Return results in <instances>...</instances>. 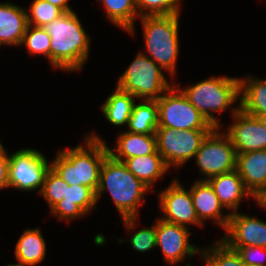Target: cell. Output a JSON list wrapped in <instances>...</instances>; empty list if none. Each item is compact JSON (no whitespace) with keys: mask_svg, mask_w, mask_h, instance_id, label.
Masks as SVG:
<instances>
[{"mask_svg":"<svg viewBox=\"0 0 266 266\" xmlns=\"http://www.w3.org/2000/svg\"><path fill=\"white\" fill-rule=\"evenodd\" d=\"M107 191L122 217L126 230L135 229L138 208L150 189L135 177L123 162L115 160L110 154L105 158L100 170L99 185L95 192L97 203Z\"/></svg>","mask_w":266,"mask_h":266,"instance_id":"1","label":"cell"},{"mask_svg":"<svg viewBox=\"0 0 266 266\" xmlns=\"http://www.w3.org/2000/svg\"><path fill=\"white\" fill-rule=\"evenodd\" d=\"M50 35V64L65 73L79 71L89 58L91 39L76 12H64L46 24Z\"/></svg>","mask_w":266,"mask_h":266,"instance_id":"2","label":"cell"},{"mask_svg":"<svg viewBox=\"0 0 266 266\" xmlns=\"http://www.w3.org/2000/svg\"><path fill=\"white\" fill-rule=\"evenodd\" d=\"M84 140L83 145L59 150L51 168L68 185H85L96 192L102 164L109 155L108 145L94 132Z\"/></svg>","mask_w":266,"mask_h":266,"instance_id":"3","label":"cell"},{"mask_svg":"<svg viewBox=\"0 0 266 266\" xmlns=\"http://www.w3.org/2000/svg\"><path fill=\"white\" fill-rule=\"evenodd\" d=\"M180 14L139 17L143 27L145 51L158 66L174 78L180 52Z\"/></svg>","mask_w":266,"mask_h":266,"instance_id":"4","label":"cell"},{"mask_svg":"<svg viewBox=\"0 0 266 266\" xmlns=\"http://www.w3.org/2000/svg\"><path fill=\"white\" fill-rule=\"evenodd\" d=\"M178 88L214 127H221V124L213 113L225 112L229 107L232 108L235 102H240L239 77L212 75L191 86Z\"/></svg>","mask_w":266,"mask_h":266,"instance_id":"5","label":"cell"},{"mask_svg":"<svg viewBox=\"0 0 266 266\" xmlns=\"http://www.w3.org/2000/svg\"><path fill=\"white\" fill-rule=\"evenodd\" d=\"M173 84V80L169 82L165 78L163 69L141 51L123 71L116 87L137 100H157Z\"/></svg>","mask_w":266,"mask_h":266,"instance_id":"6","label":"cell"},{"mask_svg":"<svg viewBox=\"0 0 266 266\" xmlns=\"http://www.w3.org/2000/svg\"><path fill=\"white\" fill-rule=\"evenodd\" d=\"M174 83L159 99L158 128L184 130H212V126L204 116L188 101L182 91Z\"/></svg>","mask_w":266,"mask_h":266,"instance_id":"7","label":"cell"},{"mask_svg":"<svg viewBox=\"0 0 266 266\" xmlns=\"http://www.w3.org/2000/svg\"><path fill=\"white\" fill-rule=\"evenodd\" d=\"M194 158L200 175L204 176V179H198L201 181L236 169L235 147L230 136L225 131L222 132L220 127H214L207 134Z\"/></svg>","mask_w":266,"mask_h":266,"instance_id":"8","label":"cell"},{"mask_svg":"<svg viewBox=\"0 0 266 266\" xmlns=\"http://www.w3.org/2000/svg\"><path fill=\"white\" fill-rule=\"evenodd\" d=\"M39 150L23 148L9 155V188L21 191L42 190L51 163Z\"/></svg>","mask_w":266,"mask_h":266,"instance_id":"9","label":"cell"},{"mask_svg":"<svg viewBox=\"0 0 266 266\" xmlns=\"http://www.w3.org/2000/svg\"><path fill=\"white\" fill-rule=\"evenodd\" d=\"M211 130H184L157 128V152L166 166L179 169L195 157L204 138Z\"/></svg>","mask_w":266,"mask_h":266,"instance_id":"10","label":"cell"},{"mask_svg":"<svg viewBox=\"0 0 266 266\" xmlns=\"http://www.w3.org/2000/svg\"><path fill=\"white\" fill-rule=\"evenodd\" d=\"M157 194L159 210L163 213V216L159 218L185 227H189L188 225L204 226L196 214L190 189L186 190L177 178Z\"/></svg>","mask_w":266,"mask_h":266,"instance_id":"11","label":"cell"},{"mask_svg":"<svg viewBox=\"0 0 266 266\" xmlns=\"http://www.w3.org/2000/svg\"><path fill=\"white\" fill-rule=\"evenodd\" d=\"M190 234L189 227L156 220V247L161 249L167 264L177 266L186 257L201 254V248L189 242Z\"/></svg>","mask_w":266,"mask_h":266,"instance_id":"12","label":"cell"},{"mask_svg":"<svg viewBox=\"0 0 266 266\" xmlns=\"http://www.w3.org/2000/svg\"><path fill=\"white\" fill-rule=\"evenodd\" d=\"M233 123L225 131L231 138L236 153L266 149V128L254 116L244 113L238 106L232 108Z\"/></svg>","mask_w":266,"mask_h":266,"instance_id":"13","label":"cell"},{"mask_svg":"<svg viewBox=\"0 0 266 266\" xmlns=\"http://www.w3.org/2000/svg\"><path fill=\"white\" fill-rule=\"evenodd\" d=\"M220 240L228 247L266 248V222L238 211L230 213L225 234Z\"/></svg>","mask_w":266,"mask_h":266,"instance_id":"14","label":"cell"},{"mask_svg":"<svg viewBox=\"0 0 266 266\" xmlns=\"http://www.w3.org/2000/svg\"><path fill=\"white\" fill-rule=\"evenodd\" d=\"M95 192L85 185L66 186L65 199L59 201L49 211L59 220L72 221L85 217L96 209Z\"/></svg>","mask_w":266,"mask_h":266,"instance_id":"15","label":"cell"},{"mask_svg":"<svg viewBox=\"0 0 266 266\" xmlns=\"http://www.w3.org/2000/svg\"><path fill=\"white\" fill-rule=\"evenodd\" d=\"M193 205L199 221L204 225L206 220H214L217 226L227 228L230 213H222L223 205L207 181L196 180L190 188Z\"/></svg>","mask_w":266,"mask_h":266,"instance_id":"16","label":"cell"},{"mask_svg":"<svg viewBox=\"0 0 266 266\" xmlns=\"http://www.w3.org/2000/svg\"><path fill=\"white\" fill-rule=\"evenodd\" d=\"M28 26L26 9L11 2L0 3V42L20 47Z\"/></svg>","mask_w":266,"mask_h":266,"instance_id":"17","label":"cell"},{"mask_svg":"<svg viewBox=\"0 0 266 266\" xmlns=\"http://www.w3.org/2000/svg\"><path fill=\"white\" fill-rule=\"evenodd\" d=\"M207 182L213 188L223 207L231 210L230 213L238 211L242 199L253 197L246 189L236 169L228 173L214 176L207 180Z\"/></svg>","mask_w":266,"mask_h":266,"instance_id":"18","label":"cell"},{"mask_svg":"<svg viewBox=\"0 0 266 266\" xmlns=\"http://www.w3.org/2000/svg\"><path fill=\"white\" fill-rule=\"evenodd\" d=\"M236 170L253 196L266 180V149L237 154Z\"/></svg>","mask_w":266,"mask_h":266,"instance_id":"19","label":"cell"},{"mask_svg":"<svg viewBox=\"0 0 266 266\" xmlns=\"http://www.w3.org/2000/svg\"><path fill=\"white\" fill-rule=\"evenodd\" d=\"M115 148L108 146L109 154L118 161L137 156L154 154L157 151L156 134H137L123 131L117 137Z\"/></svg>","mask_w":266,"mask_h":266,"instance_id":"20","label":"cell"},{"mask_svg":"<svg viewBox=\"0 0 266 266\" xmlns=\"http://www.w3.org/2000/svg\"><path fill=\"white\" fill-rule=\"evenodd\" d=\"M123 163L127 169L139 180H141L150 190L154 183L169 171L162 156L156 151L154 154L137 156L125 159Z\"/></svg>","mask_w":266,"mask_h":266,"instance_id":"21","label":"cell"},{"mask_svg":"<svg viewBox=\"0 0 266 266\" xmlns=\"http://www.w3.org/2000/svg\"><path fill=\"white\" fill-rule=\"evenodd\" d=\"M15 257L24 266L40 264L46 257V241L40 228L26 229L15 246Z\"/></svg>","mask_w":266,"mask_h":266,"instance_id":"22","label":"cell"},{"mask_svg":"<svg viewBox=\"0 0 266 266\" xmlns=\"http://www.w3.org/2000/svg\"><path fill=\"white\" fill-rule=\"evenodd\" d=\"M240 79V109L251 116L266 114V80L250 74Z\"/></svg>","mask_w":266,"mask_h":266,"instance_id":"23","label":"cell"},{"mask_svg":"<svg viewBox=\"0 0 266 266\" xmlns=\"http://www.w3.org/2000/svg\"><path fill=\"white\" fill-rule=\"evenodd\" d=\"M135 104V97L119 88L107 97L101 110L109 123L115 126H128L129 118Z\"/></svg>","mask_w":266,"mask_h":266,"instance_id":"24","label":"cell"},{"mask_svg":"<svg viewBox=\"0 0 266 266\" xmlns=\"http://www.w3.org/2000/svg\"><path fill=\"white\" fill-rule=\"evenodd\" d=\"M158 106L156 100H141L135 103L128 122V132L155 134L158 128Z\"/></svg>","mask_w":266,"mask_h":266,"instance_id":"25","label":"cell"},{"mask_svg":"<svg viewBox=\"0 0 266 266\" xmlns=\"http://www.w3.org/2000/svg\"><path fill=\"white\" fill-rule=\"evenodd\" d=\"M102 2L106 12V18L111 23L120 27L126 33L134 35L135 20L139 18L135 0H96Z\"/></svg>","mask_w":266,"mask_h":266,"instance_id":"26","label":"cell"},{"mask_svg":"<svg viewBox=\"0 0 266 266\" xmlns=\"http://www.w3.org/2000/svg\"><path fill=\"white\" fill-rule=\"evenodd\" d=\"M200 257L204 260L205 266H245L236 250L229 248L221 240L205 249L202 248Z\"/></svg>","mask_w":266,"mask_h":266,"instance_id":"27","label":"cell"},{"mask_svg":"<svg viewBox=\"0 0 266 266\" xmlns=\"http://www.w3.org/2000/svg\"><path fill=\"white\" fill-rule=\"evenodd\" d=\"M26 46L31 55H44L50 62V35L43 27L28 25L20 46Z\"/></svg>","mask_w":266,"mask_h":266,"instance_id":"28","label":"cell"},{"mask_svg":"<svg viewBox=\"0 0 266 266\" xmlns=\"http://www.w3.org/2000/svg\"><path fill=\"white\" fill-rule=\"evenodd\" d=\"M28 9L30 11L26 10L28 25L36 27H44L64 13L59 7L45 0H33Z\"/></svg>","mask_w":266,"mask_h":266,"instance_id":"29","label":"cell"},{"mask_svg":"<svg viewBox=\"0 0 266 266\" xmlns=\"http://www.w3.org/2000/svg\"><path fill=\"white\" fill-rule=\"evenodd\" d=\"M139 17L180 14V0H135Z\"/></svg>","mask_w":266,"mask_h":266,"instance_id":"30","label":"cell"},{"mask_svg":"<svg viewBox=\"0 0 266 266\" xmlns=\"http://www.w3.org/2000/svg\"><path fill=\"white\" fill-rule=\"evenodd\" d=\"M66 186L69 185L50 168L46 174L42 190L38 194L43 196L51 209L59 201L65 199Z\"/></svg>","mask_w":266,"mask_h":266,"instance_id":"31","label":"cell"},{"mask_svg":"<svg viewBox=\"0 0 266 266\" xmlns=\"http://www.w3.org/2000/svg\"><path fill=\"white\" fill-rule=\"evenodd\" d=\"M134 249L140 253H144L156 248V223L151 228H141L129 240Z\"/></svg>","mask_w":266,"mask_h":266,"instance_id":"32","label":"cell"},{"mask_svg":"<svg viewBox=\"0 0 266 266\" xmlns=\"http://www.w3.org/2000/svg\"><path fill=\"white\" fill-rule=\"evenodd\" d=\"M229 248L236 250L245 265L266 266V248L258 246Z\"/></svg>","mask_w":266,"mask_h":266,"instance_id":"33","label":"cell"},{"mask_svg":"<svg viewBox=\"0 0 266 266\" xmlns=\"http://www.w3.org/2000/svg\"><path fill=\"white\" fill-rule=\"evenodd\" d=\"M9 155L3 145L0 146V190L9 188Z\"/></svg>","mask_w":266,"mask_h":266,"instance_id":"34","label":"cell"},{"mask_svg":"<svg viewBox=\"0 0 266 266\" xmlns=\"http://www.w3.org/2000/svg\"><path fill=\"white\" fill-rule=\"evenodd\" d=\"M51 3L52 5L59 7L63 12L73 11L71 6H69V0H45Z\"/></svg>","mask_w":266,"mask_h":266,"instance_id":"35","label":"cell"},{"mask_svg":"<svg viewBox=\"0 0 266 266\" xmlns=\"http://www.w3.org/2000/svg\"><path fill=\"white\" fill-rule=\"evenodd\" d=\"M266 197V180L263 186L253 195L257 205Z\"/></svg>","mask_w":266,"mask_h":266,"instance_id":"36","label":"cell"},{"mask_svg":"<svg viewBox=\"0 0 266 266\" xmlns=\"http://www.w3.org/2000/svg\"><path fill=\"white\" fill-rule=\"evenodd\" d=\"M260 124L266 128V114H260L255 116Z\"/></svg>","mask_w":266,"mask_h":266,"instance_id":"37","label":"cell"},{"mask_svg":"<svg viewBox=\"0 0 266 266\" xmlns=\"http://www.w3.org/2000/svg\"><path fill=\"white\" fill-rule=\"evenodd\" d=\"M259 208H263L266 210V197L258 204Z\"/></svg>","mask_w":266,"mask_h":266,"instance_id":"38","label":"cell"},{"mask_svg":"<svg viewBox=\"0 0 266 266\" xmlns=\"http://www.w3.org/2000/svg\"><path fill=\"white\" fill-rule=\"evenodd\" d=\"M5 266H24V265H22L21 263H17V264L12 263V264H8V265H5Z\"/></svg>","mask_w":266,"mask_h":266,"instance_id":"39","label":"cell"}]
</instances>
